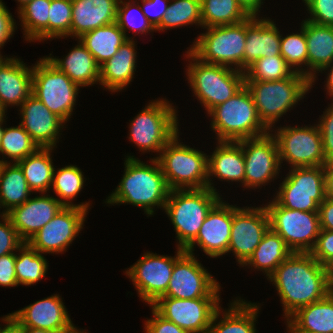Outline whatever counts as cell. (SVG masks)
<instances>
[{
  "label": "cell",
  "instance_id": "cell-43",
  "mask_svg": "<svg viewBox=\"0 0 333 333\" xmlns=\"http://www.w3.org/2000/svg\"><path fill=\"white\" fill-rule=\"evenodd\" d=\"M294 73L281 55L257 59L244 71L245 81L282 80Z\"/></svg>",
  "mask_w": 333,
  "mask_h": 333
},
{
  "label": "cell",
  "instance_id": "cell-21",
  "mask_svg": "<svg viewBox=\"0 0 333 333\" xmlns=\"http://www.w3.org/2000/svg\"><path fill=\"white\" fill-rule=\"evenodd\" d=\"M19 123L40 148H54L65 122L31 94L20 106ZM64 124V125H63Z\"/></svg>",
  "mask_w": 333,
  "mask_h": 333
},
{
  "label": "cell",
  "instance_id": "cell-45",
  "mask_svg": "<svg viewBox=\"0 0 333 333\" xmlns=\"http://www.w3.org/2000/svg\"><path fill=\"white\" fill-rule=\"evenodd\" d=\"M136 2L137 0H129L128 2L119 0L118 3L116 23L128 39H131L126 33L128 32V28L135 32V34H145L156 31L142 12L139 0L137 4Z\"/></svg>",
  "mask_w": 333,
  "mask_h": 333
},
{
  "label": "cell",
  "instance_id": "cell-54",
  "mask_svg": "<svg viewBox=\"0 0 333 333\" xmlns=\"http://www.w3.org/2000/svg\"><path fill=\"white\" fill-rule=\"evenodd\" d=\"M15 28H17L15 19L0 0V48L13 36Z\"/></svg>",
  "mask_w": 333,
  "mask_h": 333
},
{
  "label": "cell",
  "instance_id": "cell-10",
  "mask_svg": "<svg viewBox=\"0 0 333 333\" xmlns=\"http://www.w3.org/2000/svg\"><path fill=\"white\" fill-rule=\"evenodd\" d=\"M36 63L32 70V94L67 123L74 110L80 86L47 57L40 58Z\"/></svg>",
  "mask_w": 333,
  "mask_h": 333
},
{
  "label": "cell",
  "instance_id": "cell-4",
  "mask_svg": "<svg viewBox=\"0 0 333 333\" xmlns=\"http://www.w3.org/2000/svg\"><path fill=\"white\" fill-rule=\"evenodd\" d=\"M262 123L271 131L280 117L302 100L313 88L311 80L295 72L275 81H245Z\"/></svg>",
  "mask_w": 333,
  "mask_h": 333
},
{
  "label": "cell",
  "instance_id": "cell-47",
  "mask_svg": "<svg viewBox=\"0 0 333 333\" xmlns=\"http://www.w3.org/2000/svg\"><path fill=\"white\" fill-rule=\"evenodd\" d=\"M310 17L305 19L318 25L333 26V0H302Z\"/></svg>",
  "mask_w": 333,
  "mask_h": 333
},
{
  "label": "cell",
  "instance_id": "cell-25",
  "mask_svg": "<svg viewBox=\"0 0 333 333\" xmlns=\"http://www.w3.org/2000/svg\"><path fill=\"white\" fill-rule=\"evenodd\" d=\"M32 67L16 57H9L0 66V109L7 113L8 106H21L32 94Z\"/></svg>",
  "mask_w": 333,
  "mask_h": 333
},
{
  "label": "cell",
  "instance_id": "cell-5",
  "mask_svg": "<svg viewBox=\"0 0 333 333\" xmlns=\"http://www.w3.org/2000/svg\"><path fill=\"white\" fill-rule=\"evenodd\" d=\"M207 114L217 141H239L271 132L260 120L253 98L246 86Z\"/></svg>",
  "mask_w": 333,
  "mask_h": 333
},
{
  "label": "cell",
  "instance_id": "cell-36",
  "mask_svg": "<svg viewBox=\"0 0 333 333\" xmlns=\"http://www.w3.org/2000/svg\"><path fill=\"white\" fill-rule=\"evenodd\" d=\"M53 150V148H39L35 153L17 162L32 192L47 193L52 187L55 168L51 157Z\"/></svg>",
  "mask_w": 333,
  "mask_h": 333
},
{
  "label": "cell",
  "instance_id": "cell-24",
  "mask_svg": "<svg viewBox=\"0 0 333 333\" xmlns=\"http://www.w3.org/2000/svg\"><path fill=\"white\" fill-rule=\"evenodd\" d=\"M251 15L246 19V41L243 72L257 59L280 54L281 34L276 24L268 18Z\"/></svg>",
  "mask_w": 333,
  "mask_h": 333
},
{
  "label": "cell",
  "instance_id": "cell-63",
  "mask_svg": "<svg viewBox=\"0 0 333 333\" xmlns=\"http://www.w3.org/2000/svg\"><path fill=\"white\" fill-rule=\"evenodd\" d=\"M65 333H87V332H85L82 329L79 330L76 326H74L70 331L65 332Z\"/></svg>",
  "mask_w": 333,
  "mask_h": 333
},
{
  "label": "cell",
  "instance_id": "cell-64",
  "mask_svg": "<svg viewBox=\"0 0 333 333\" xmlns=\"http://www.w3.org/2000/svg\"><path fill=\"white\" fill-rule=\"evenodd\" d=\"M19 2V7H18V11L25 6L27 3L31 2L32 0H17Z\"/></svg>",
  "mask_w": 333,
  "mask_h": 333
},
{
  "label": "cell",
  "instance_id": "cell-16",
  "mask_svg": "<svg viewBox=\"0 0 333 333\" xmlns=\"http://www.w3.org/2000/svg\"><path fill=\"white\" fill-rule=\"evenodd\" d=\"M247 207L232 205L228 253L232 251L240 266L250 258L270 228V219L265 206Z\"/></svg>",
  "mask_w": 333,
  "mask_h": 333
},
{
  "label": "cell",
  "instance_id": "cell-60",
  "mask_svg": "<svg viewBox=\"0 0 333 333\" xmlns=\"http://www.w3.org/2000/svg\"><path fill=\"white\" fill-rule=\"evenodd\" d=\"M24 333H54V332L40 328L24 327Z\"/></svg>",
  "mask_w": 333,
  "mask_h": 333
},
{
  "label": "cell",
  "instance_id": "cell-62",
  "mask_svg": "<svg viewBox=\"0 0 333 333\" xmlns=\"http://www.w3.org/2000/svg\"><path fill=\"white\" fill-rule=\"evenodd\" d=\"M5 117H6L5 113H3V114L0 116V143H1L2 136H3V132H4V130H5V127L2 126L3 123L5 122V119H4Z\"/></svg>",
  "mask_w": 333,
  "mask_h": 333
},
{
  "label": "cell",
  "instance_id": "cell-33",
  "mask_svg": "<svg viewBox=\"0 0 333 333\" xmlns=\"http://www.w3.org/2000/svg\"><path fill=\"white\" fill-rule=\"evenodd\" d=\"M292 253L283 238L269 228L253 254L242 266L254 267L269 277Z\"/></svg>",
  "mask_w": 333,
  "mask_h": 333
},
{
  "label": "cell",
  "instance_id": "cell-12",
  "mask_svg": "<svg viewBox=\"0 0 333 333\" xmlns=\"http://www.w3.org/2000/svg\"><path fill=\"white\" fill-rule=\"evenodd\" d=\"M274 199L290 210L319 211L326 199L324 166L291 168Z\"/></svg>",
  "mask_w": 333,
  "mask_h": 333
},
{
  "label": "cell",
  "instance_id": "cell-51",
  "mask_svg": "<svg viewBox=\"0 0 333 333\" xmlns=\"http://www.w3.org/2000/svg\"><path fill=\"white\" fill-rule=\"evenodd\" d=\"M153 318L147 319L144 324L146 333H188L172 321L161 316L152 306Z\"/></svg>",
  "mask_w": 333,
  "mask_h": 333
},
{
  "label": "cell",
  "instance_id": "cell-34",
  "mask_svg": "<svg viewBox=\"0 0 333 333\" xmlns=\"http://www.w3.org/2000/svg\"><path fill=\"white\" fill-rule=\"evenodd\" d=\"M86 49L93 55L96 62L102 65L112 58L119 47L128 40L116 22L98 27L84 33L78 38Z\"/></svg>",
  "mask_w": 333,
  "mask_h": 333
},
{
  "label": "cell",
  "instance_id": "cell-15",
  "mask_svg": "<svg viewBox=\"0 0 333 333\" xmlns=\"http://www.w3.org/2000/svg\"><path fill=\"white\" fill-rule=\"evenodd\" d=\"M183 252L184 249L178 247L173 257L146 252L126 270L141 300L151 306L166 293L174 262Z\"/></svg>",
  "mask_w": 333,
  "mask_h": 333
},
{
  "label": "cell",
  "instance_id": "cell-41",
  "mask_svg": "<svg viewBox=\"0 0 333 333\" xmlns=\"http://www.w3.org/2000/svg\"><path fill=\"white\" fill-rule=\"evenodd\" d=\"M39 148L20 124L16 127H6L0 143V154H3L0 163H11V161L4 160L5 156L10 158L12 163L13 161L17 163L35 153Z\"/></svg>",
  "mask_w": 333,
  "mask_h": 333
},
{
  "label": "cell",
  "instance_id": "cell-1",
  "mask_svg": "<svg viewBox=\"0 0 333 333\" xmlns=\"http://www.w3.org/2000/svg\"><path fill=\"white\" fill-rule=\"evenodd\" d=\"M280 297L288 318L300 307L325 298L333 291L328 267L321 265L310 253L293 252L267 278Z\"/></svg>",
  "mask_w": 333,
  "mask_h": 333
},
{
  "label": "cell",
  "instance_id": "cell-56",
  "mask_svg": "<svg viewBox=\"0 0 333 333\" xmlns=\"http://www.w3.org/2000/svg\"><path fill=\"white\" fill-rule=\"evenodd\" d=\"M6 324L4 327H0V333H24V327L15 319V317L9 313L1 318Z\"/></svg>",
  "mask_w": 333,
  "mask_h": 333
},
{
  "label": "cell",
  "instance_id": "cell-28",
  "mask_svg": "<svg viewBox=\"0 0 333 333\" xmlns=\"http://www.w3.org/2000/svg\"><path fill=\"white\" fill-rule=\"evenodd\" d=\"M133 38L125 41L112 58L100 65L99 84L112 93L125 89L136 71L137 51Z\"/></svg>",
  "mask_w": 333,
  "mask_h": 333
},
{
  "label": "cell",
  "instance_id": "cell-19",
  "mask_svg": "<svg viewBox=\"0 0 333 333\" xmlns=\"http://www.w3.org/2000/svg\"><path fill=\"white\" fill-rule=\"evenodd\" d=\"M87 212L77 206H63L27 243L42 254L66 251L83 229Z\"/></svg>",
  "mask_w": 333,
  "mask_h": 333
},
{
  "label": "cell",
  "instance_id": "cell-23",
  "mask_svg": "<svg viewBox=\"0 0 333 333\" xmlns=\"http://www.w3.org/2000/svg\"><path fill=\"white\" fill-rule=\"evenodd\" d=\"M62 207L54 196L42 193L41 196L29 198L22 205L12 208L5 215L16 228L19 238L28 242Z\"/></svg>",
  "mask_w": 333,
  "mask_h": 333
},
{
  "label": "cell",
  "instance_id": "cell-8",
  "mask_svg": "<svg viewBox=\"0 0 333 333\" xmlns=\"http://www.w3.org/2000/svg\"><path fill=\"white\" fill-rule=\"evenodd\" d=\"M175 107L166 99H156L137 114L129 124V141L142 152H158L179 132Z\"/></svg>",
  "mask_w": 333,
  "mask_h": 333
},
{
  "label": "cell",
  "instance_id": "cell-31",
  "mask_svg": "<svg viewBox=\"0 0 333 333\" xmlns=\"http://www.w3.org/2000/svg\"><path fill=\"white\" fill-rule=\"evenodd\" d=\"M243 300L237 298L230 303V309H225L224 312L219 307L212 318L208 333H256L255 322L261 307L257 303ZM220 315H223L221 319Z\"/></svg>",
  "mask_w": 333,
  "mask_h": 333
},
{
  "label": "cell",
  "instance_id": "cell-38",
  "mask_svg": "<svg viewBox=\"0 0 333 333\" xmlns=\"http://www.w3.org/2000/svg\"><path fill=\"white\" fill-rule=\"evenodd\" d=\"M57 170V171H56ZM83 172L76 165H67L62 168L55 169L53 172L52 189L57 195L56 198L63 206H77L88 211L90 208L89 202L74 204V200L79 192H81L85 177Z\"/></svg>",
  "mask_w": 333,
  "mask_h": 333
},
{
  "label": "cell",
  "instance_id": "cell-17",
  "mask_svg": "<svg viewBox=\"0 0 333 333\" xmlns=\"http://www.w3.org/2000/svg\"><path fill=\"white\" fill-rule=\"evenodd\" d=\"M220 298L178 299L160 297L151 306L165 319L188 333H208Z\"/></svg>",
  "mask_w": 333,
  "mask_h": 333
},
{
  "label": "cell",
  "instance_id": "cell-40",
  "mask_svg": "<svg viewBox=\"0 0 333 333\" xmlns=\"http://www.w3.org/2000/svg\"><path fill=\"white\" fill-rule=\"evenodd\" d=\"M16 252V278L18 285L29 286L37 283L46 276L48 269L47 259L24 242Z\"/></svg>",
  "mask_w": 333,
  "mask_h": 333
},
{
  "label": "cell",
  "instance_id": "cell-55",
  "mask_svg": "<svg viewBox=\"0 0 333 333\" xmlns=\"http://www.w3.org/2000/svg\"><path fill=\"white\" fill-rule=\"evenodd\" d=\"M320 229L333 231V200L326 198L319 205Z\"/></svg>",
  "mask_w": 333,
  "mask_h": 333
},
{
  "label": "cell",
  "instance_id": "cell-48",
  "mask_svg": "<svg viewBox=\"0 0 333 333\" xmlns=\"http://www.w3.org/2000/svg\"><path fill=\"white\" fill-rule=\"evenodd\" d=\"M0 217L2 219L0 221V256H3L14 253L24 242L19 238L16 228L3 212L0 213Z\"/></svg>",
  "mask_w": 333,
  "mask_h": 333
},
{
  "label": "cell",
  "instance_id": "cell-65",
  "mask_svg": "<svg viewBox=\"0 0 333 333\" xmlns=\"http://www.w3.org/2000/svg\"><path fill=\"white\" fill-rule=\"evenodd\" d=\"M8 59V57L4 58L2 54H0V66Z\"/></svg>",
  "mask_w": 333,
  "mask_h": 333
},
{
  "label": "cell",
  "instance_id": "cell-39",
  "mask_svg": "<svg viewBox=\"0 0 333 333\" xmlns=\"http://www.w3.org/2000/svg\"><path fill=\"white\" fill-rule=\"evenodd\" d=\"M50 0H32L18 11L25 40H48V15Z\"/></svg>",
  "mask_w": 333,
  "mask_h": 333
},
{
  "label": "cell",
  "instance_id": "cell-27",
  "mask_svg": "<svg viewBox=\"0 0 333 333\" xmlns=\"http://www.w3.org/2000/svg\"><path fill=\"white\" fill-rule=\"evenodd\" d=\"M217 144L212 155H208V188L218 193L211 182L213 176L221 181L240 182L244 187L245 161L241 143L218 141Z\"/></svg>",
  "mask_w": 333,
  "mask_h": 333
},
{
  "label": "cell",
  "instance_id": "cell-59",
  "mask_svg": "<svg viewBox=\"0 0 333 333\" xmlns=\"http://www.w3.org/2000/svg\"><path fill=\"white\" fill-rule=\"evenodd\" d=\"M328 70V76L326 78V84L324 86H326V91L327 94L331 97H333V63L330 65L325 66L320 72L323 73L322 71H326ZM333 102V100H332Z\"/></svg>",
  "mask_w": 333,
  "mask_h": 333
},
{
  "label": "cell",
  "instance_id": "cell-37",
  "mask_svg": "<svg viewBox=\"0 0 333 333\" xmlns=\"http://www.w3.org/2000/svg\"><path fill=\"white\" fill-rule=\"evenodd\" d=\"M250 16L237 0H201L203 29L237 24Z\"/></svg>",
  "mask_w": 333,
  "mask_h": 333
},
{
  "label": "cell",
  "instance_id": "cell-46",
  "mask_svg": "<svg viewBox=\"0 0 333 333\" xmlns=\"http://www.w3.org/2000/svg\"><path fill=\"white\" fill-rule=\"evenodd\" d=\"M48 40L70 36L72 0H50Z\"/></svg>",
  "mask_w": 333,
  "mask_h": 333
},
{
  "label": "cell",
  "instance_id": "cell-42",
  "mask_svg": "<svg viewBox=\"0 0 333 333\" xmlns=\"http://www.w3.org/2000/svg\"><path fill=\"white\" fill-rule=\"evenodd\" d=\"M190 24L203 27L201 0H170L165 15L156 31L160 32Z\"/></svg>",
  "mask_w": 333,
  "mask_h": 333
},
{
  "label": "cell",
  "instance_id": "cell-66",
  "mask_svg": "<svg viewBox=\"0 0 333 333\" xmlns=\"http://www.w3.org/2000/svg\"><path fill=\"white\" fill-rule=\"evenodd\" d=\"M330 270V275H331V278H332V281H333V265L329 268Z\"/></svg>",
  "mask_w": 333,
  "mask_h": 333
},
{
  "label": "cell",
  "instance_id": "cell-32",
  "mask_svg": "<svg viewBox=\"0 0 333 333\" xmlns=\"http://www.w3.org/2000/svg\"><path fill=\"white\" fill-rule=\"evenodd\" d=\"M285 320L287 328L333 333V291L322 300L300 307Z\"/></svg>",
  "mask_w": 333,
  "mask_h": 333
},
{
  "label": "cell",
  "instance_id": "cell-44",
  "mask_svg": "<svg viewBox=\"0 0 333 333\" xmlns=\"http://www.w3.org/2000/svg\"><path fill=\"white\" fill-rule=\"evenodd\" d=\"M280 54L294 72L301 73L308 77L307 42L302 27L300 33H292L286 36H282L281 34ZM304 65L307 66V70L304 69Z\"/></svg>",
  "mask_w": 333,
  "mask_h": 333
},
{
  "label": "cell",
  "instance_id": "cell-2",
  "mask_svg": "<svg viewBox=\"0 0 333 333\" xmlns=\"http://www.w3.org/2000/svg\"><path fill=\"white\" fill-rule=\"evenodd\" d=\"M150 163L145 164L128 155L124 162V175L106 199V204L127 203L141 207L148 216L154 214V207L164 209L170 189L157 159L151 158Z\"/></svg>",
  "mask_w": 333,
  "mask_h": 333
},
{
  "label": "cell",
  "instance_id": "cell-67",
  "mask_svg": "<svg viewBox=\"0 0 333 333\" xmlns=\"http://www.w3.org/2000/svg\"><path fill=\"white\" fill-rule=\"evenodd\" d=\"M4 112L0 109V116L3 114Z\"/></svg>",
  "mask_w": 333,
  "mask_h": 333
},
{
  "label": "cell",
  "instance_id": "cell-29",
  "mask_svg": "<svg viewBox=\"0 0 333 333\" xmlns=\"http://www.w3.org/2000/svg\"><path fill=\"white\" fill-rule=\"evenodd\" d=\"M301 27L304 29L307 42L308 78L311 85H314L316 74L333 63V26L303 20Z\"/></svg>",
  "mask_w": 333,
  "mask_h": 333
},
{
  "label": "cell",
  "instance_id": "cell-9",
  "mask_svg": "<svg viewBox=\"0 0 333 333\" xmlns=\"http://www.w3.org/2000/svg\"><path fill=\"white\" fill-rule=\"evenodd\" d=\"M188 49L200 61L233 67L243 72L246 20L233 25L205 28Z\"/></svg>",
  "mask_w": 333,
  "mask_h": 333
},
{
  "label": "cell",
  "instance_id": "cell-22",
  "mask_svg": "<svg viewBox=\"0 0 333 333\" xmlns=\"http://www.w3.org/2000/svg\"><path fill=\"white\" fill-rule=\"evenodd\" d=\"M23 327H33L54 333H65L72 323L61 296L53 294L11 313Z\"/></svg>",
  "mask_w": 333,
  "mask_h": 333
},
{
  "label": "cell",
  "instance_id": "cell-3",
  "mask_svg": "<svg viewBox=\"0 0 333 333\" xmlns=\"http://www.w3.org/2000/svg\"><path fill=\"white\" fill-rule=\"evenodd\" d=\"M220 199L208 187L170 190L163 210L174 225L176 247L185 250L196 239L208 212Z\"/></svg>",
  "mask_w": 333,
  "mask_h": 333
},
{
  "label": "cell",
  "instance_id": "cell-30",
  "mask_svg": "<svg viewBox=\"0 0 333 333\" xmlns=\"http://www.w3.org/2000/svg\"><path fill=\"white\" fill-rule=\"evenodd\" d=\"M46 57L80 87H88L100 82V65L80 40L65 58L52 57V54Z\"/></svg>",
  "mask_w": 333,
  "mask_h": 333
},
{
  "label": "cell",
  "instance_id": "cell-49",
  "mask_svg": "<svg viewBox=\"0 0 333 333\" xmlns=\"http://www.w3.org/2000/svg\"><path fill=\"white\" fill-rule=\"evenodd\" d=\"M310 254L328 268L333 265V231L320 229L314 248Z\"/></svg>",
  "mask_w": 333,
  "mask_h": 333
},
{
  "label": "cell",
  "instance_id": "cell-58",
  "mask_svg": "<svg viewBox=\"0 0 333 333\" xmlns=\"http://www.w3.org/2000/svg\"><path fill=\"white\" fill-rule=\"evenodd\" d=\"M242 7L250 14L254 16H259L261 5H263L264 0H237Z\"/></svg>",
  "mask_w": 333,
  "mask_h": 333
},
{
  "label": "cell",
  "instance_id": "cell-53",
  "mask_svg": "<svg viewBox=\"0 0 333 333\" xmlns=\"http://www.w3.org/2000/svg\"><path fill=\"white\" fill-rule=\"evenodd\" d=\"M16 253L0 256V286H18L15 270Z\"/></svg>",
  "mask_w": 333,
  "mask_h": 333
},
{
  "label": "cell",
  "instance_id": "cell-52",
  "mask_svg": "<svg viewBox=\"0 0 333 333\" xmlns=\"http://www.w3.org/2000/svg\"><path fill=\"white\" fill-rule=\"evenodd\" d=\"M170 0H142V4H140L141 10L152 24V26L156 29L169 6Z\"/></svg>",
  "mask_w": 333,
  "mask_h": 333
},
{
  "label": "cell",
  "instance_id": "cell-13",
  "mask_svg": "<svg viewBox=\"0 0 333 333\" xmlns=\"http://www.w3.org/2000/svg\"><path fill=\"white\" fill-rule=\"evenodd\" d=\"M277 128L272 135L277 141L280 163L286 161L291 168L327 164L318 125L303 127L286 125Z\"/></svg>",
  "mask_w": 333,
  "mask_h": 333
},
{
  "label": "cell",
  "instance_id": "cell-57",
  "mask_svg": "<svg viewBox=\"0 0 333 333\" xmlns=\"http://www.w3.org/2000/svg\"><path fill=\"white\" fill-rule=\"evenodd\" d=\"M324 182L326 198L333 200V162L324 166Z\"/></svg>",
  "mask_w": 333,
  "mask_h": 333
},
{
  "label": "cell",
  "instance_id": "cell-11",
  "mask_svg": "<svg viewBox=\"0 0 333 333\" xmlns=\"http://www.w3.org/2000/svg\"><path fill=\"white\" fill-rule=\"evenodd\" d=\"M265 207L270 228L283 238L292 252L310 253L320 232L318 211L290 210L275 199Z\"/></svg>",
  "mask_w": 333,
  "mask_h": 333
},
{
  "label": "cell",
  "instance_id": "cell-6",
  "mask_svg": "<svg viewBox=\"0 0 333 333\" xmlns=\"http://www.w3.org/2000/svg\"><path fill=\"white\" fill-rule=\"evenodd\" d=\"M185 53L186 58L191 60L186 70L188 83L207 113L245 86L244 72L234 67L202 62L189 50Z\"/></svg>",
  "mask_w": 333,
  "mask_h": 333
},
{
  "label": "cell",
  "instance_id": "cell-18",
  "mask_svg": "<svg viewBox=\"0 0 333 333\" xmlns=\"http://www.w3.org/2000/svg\"><path fill=\"white\" fill-rule=\"evenodd\" d=\"M245 161L244 187L255 189L277 179L281 163L279 150L272 133L239 140Z\"/></svg>",
  "mask_w": 333,
  "mask_h": 333
},
{
  "label": "cell",
  "instance_id": "cell-26",
  "mask_svg": "<svg viewBox=\"0 0 333 333\" xmlns=\"http://www.w3.org/2000/svg\"><path fill=\"white\" fill-rule=\"evenodd\" d=\"M119 0H72L70 37L116 22Z\"/></svg>",
  "mask_w": 333,
  "mask_h": 333
},
{
  "label": "cell",
  "instance_id": "cell-35",
  "mask_svg": "<svg viewBox=\"0 0 333 333\" xmlns=\"http://www.w3.org/2000/svg\"><path fill=\"white\" fill-rule=\"evenodd\" d=\"M30 190L24 173L17 163H0V208L3 214L22 205L30 197Z\"/></svg>",
  "mask_w": 333,
  "mask_h": 333
},
{
  "label": "cell",
  "instance_id": "cell-50",
  "mask_svg": "<svg viewBox=\"0 0 333 333\" xmlns=\"http://www.w3.org/2000/svg\"><path fill=\"white\" fill-rule=\"evenodd\" d=\"M323 112L318 122V127L322 137L323 152L326 163L333 162V102Z\"/></svg>",
  "mask_w": 333,
  "mask_h": 333
},
{
  "label": "cell",
  "instance_id": "cell-61",
  "mask_svg": "<svg viewBox=\"0 0 333 333\" xmlns=\"http://www.w3.org/2000/svg\"><path fill=\"white\" fill-rule=\"evenodd\" d=\"M288 333H317L313 331H309L306 329H301V328H288Z\"/></svg>",
  "mask_w": 333,
  "mask_h": 333
},
{
  "label": "cell",
  "instance_id": "cell-14",
  "mask_svg": "<svg viewBox=\"0 0 333 333\" xmlns=\"http://www.w3.org/2000/svg\"><path fill=\"white\" fill-rule=\"evenodd\" d=\"M220 285L194 254L183 252L174 262L166 293L178 299L220 298Z\"/></svg>",
  "mask_w": 333,
  "mask_h": 333
},
{
  "label": "cell",
  "instance_id": "cell-20",
  "mask_svg": "<svg viewBox=\"0 0 333 333\" xmlns=\"http://www.w3.org/2000/svg\"><path fill=\"white\" fill-rule=\"evenodd\" d=\"M219 200L208 212L196 239L184 250L194 254V246L211 257L217 258L228 253L232 227V205Z\"/></svg>",
  "mask_w": 333,
  "mask_h": 333
},
{
  "label": "cell",
  "instance_id": "cell-7",
  "mask_svg": "<svg viewBox=\"0 0 333 333\" xmlns=\"http://www.w3.org/2000/svg\"><path fill=\"white\" fill-rule=\"evenodd\" d=\"M177 133L156 158L170 190L208 187V155L182 144Z\"/></svg>",
  "mask_w": 333,
  "mask_h": 333
}]
</instances>
